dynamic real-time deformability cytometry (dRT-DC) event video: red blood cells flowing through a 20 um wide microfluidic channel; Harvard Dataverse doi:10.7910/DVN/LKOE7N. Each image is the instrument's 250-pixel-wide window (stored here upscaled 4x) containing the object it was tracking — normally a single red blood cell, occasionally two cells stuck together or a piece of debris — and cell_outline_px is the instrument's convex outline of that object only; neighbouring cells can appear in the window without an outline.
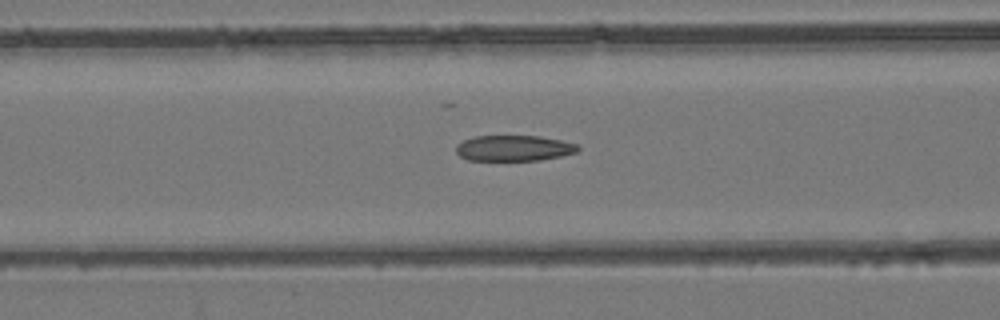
{"species": "common noctule bat (a hibernating species)", "species_latin": "Nyctalus noctula", "temperature_condition": "room temperature", "stored_images_in_passage": 54, "camera_frame_rate_fps": 3000, "um_per_image_px": 0.085, "animal": {"sex": "female", "body_mass_g": 24.6, "forearm_length_mm": 56.2}, "frame": {"image": 1, "passage_image": 22, "time_ms": 7.0, "image_size_px": [1000, 320], "cell_outline_px": [[580, 148], [576, 152], [560, 156], [540, 160], [468, 160], [460, 156], [456, 152], [456, 144], [472, 136], [540, 136], [560, 140], [576, 144]], "centroid_in_image_um": [43.64, 12.59], "position_along_channel_um": 123.0, "area_um2": 18.21}}
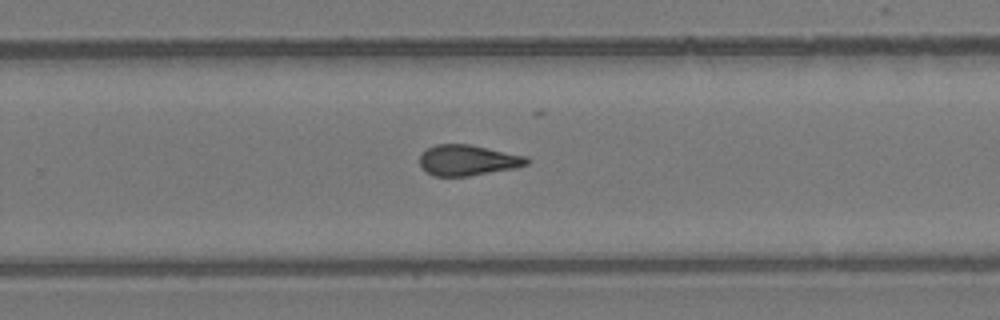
{"frame": {"image": 2, "passage_image": 35, "time_ms": 11.333, "image_size_px": [1000, 320], "cell_outline_px": [[528, 164], [516, 168], [468, 176], [432, 176], [420, 164], [420, 156], [428, 148], [436, 144], [468, 144], [528, 156]], "centroid_in_image_um": [39.79, 13.62], "position_along_channel_um": 290.0, "area_um2": 19.02}}
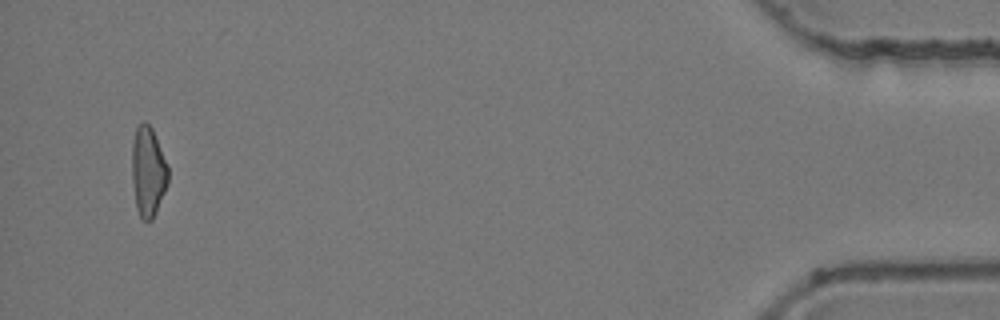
{"frame": {"image": 3, "passage_image": 52, "time_ms": 17.0, "image_size_px": [1000, 320], "cell_outline_px": [[168, 184], [156, 212], [152, 220], [144, 220], [140, 216], [136, 208], [132, 180], [132, 140], [136, 128], [144, 120], [152, 128], [168, 164]], "centroid_in_image_um": [12.59, 14.57], "position_along_channel_um": 422.6, "area_um2": 19.07}, "authors_computed_cell_mechanics": {"area_um2": 19.4786, "velocity_mm_per_s": 3.8727, "shape_relaxation_time_tau1_ms": null, "shape_relaxation_time_tau2_ms": 2.3848, "deformation_change_tau1": null, "deformation_change_tau2": 0.095}}